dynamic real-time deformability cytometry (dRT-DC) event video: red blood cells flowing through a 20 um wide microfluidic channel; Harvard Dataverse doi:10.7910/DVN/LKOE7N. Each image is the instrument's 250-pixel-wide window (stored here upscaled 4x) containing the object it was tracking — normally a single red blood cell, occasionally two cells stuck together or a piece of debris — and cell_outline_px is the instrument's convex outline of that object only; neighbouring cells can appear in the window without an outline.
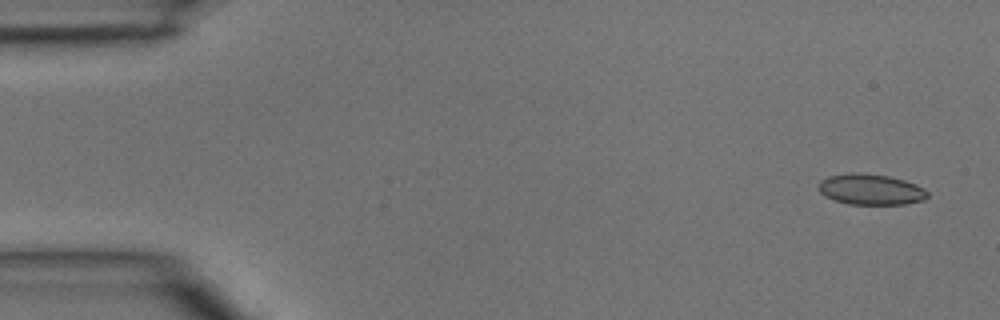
{"species": "common noctule bat (a hibernating species)", "species_latin": "Nyctalus noctula", "temperature_condition": "room temperature", "stored_images_in_passage": 5, "camera_frame_rate_fps": 3000, "um_per_image_px": 0.085, "animal": {"sex": "male", "body_mass_g": 15.6}, "frame": {"image": 1, "passage_image": 1, "time_ms": 0.0, "image_size_px": [1000, 320], "cell_outline_px": [[928, 196], [924, 200], [904, 204], [848, 204], [836, 200], [820, 192], [820, 180], [828, 176], [852, 172], [860, 172], [888, 176], [904, 180], [916, 184], [924, 188], [928, 192]], "centroid_in_image_um": [74.05, 16.09], "position_along_channel_um": 11.0, "area_um2": 19.42}}
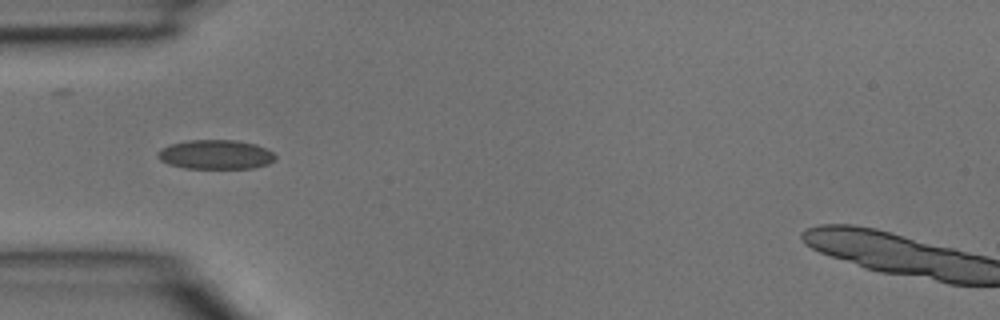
{"frame": {"image": 2, "passage_image": 4, "time_ms": 1.0, "image_size_px": [1000, 320], "cell_outline_px": [[276, 160], [268, 164], [252, 168], [184, 168], [168, 164], [160, 160], [156, 156], [156, 152], [160, 148], [168, 144], [188, 140], [236, 140], [256, 144], [272, 152], [276, 156]], "centroid_in_image_um": [18.29, 13.13], "position_along_channel_um": 66.7, "area_um2": 20.29}}
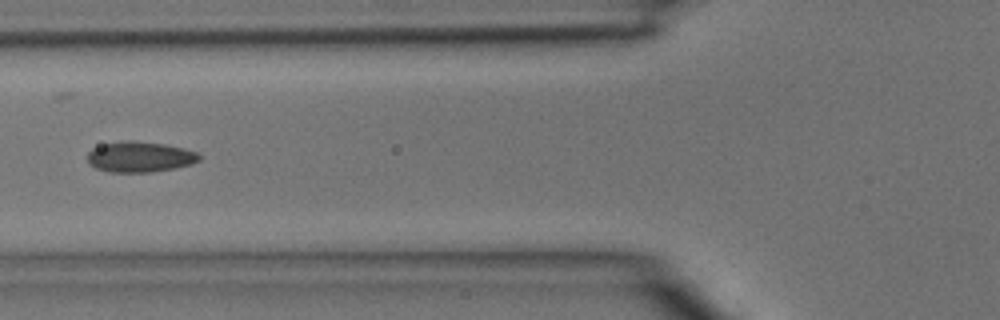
{"frame": {"image": 3, "passage_image": 5, "time_ms": 1.333, "image_size_px": [1000, 320], "cell_outline_px": [[200, 160], [192, 164], [176, 168], [152, 172], [108, 172], [96, 168], [88, 164], [88, 152], [92, 148], [104, 144], [120, 140], [132, 140], [164, 144], [184, 148], [196, 152], [200, 156]], "centroid_in_image_um": [11.87, 13.33], "position_along_channel_um": 113.9, "area_um2": 20.11}}